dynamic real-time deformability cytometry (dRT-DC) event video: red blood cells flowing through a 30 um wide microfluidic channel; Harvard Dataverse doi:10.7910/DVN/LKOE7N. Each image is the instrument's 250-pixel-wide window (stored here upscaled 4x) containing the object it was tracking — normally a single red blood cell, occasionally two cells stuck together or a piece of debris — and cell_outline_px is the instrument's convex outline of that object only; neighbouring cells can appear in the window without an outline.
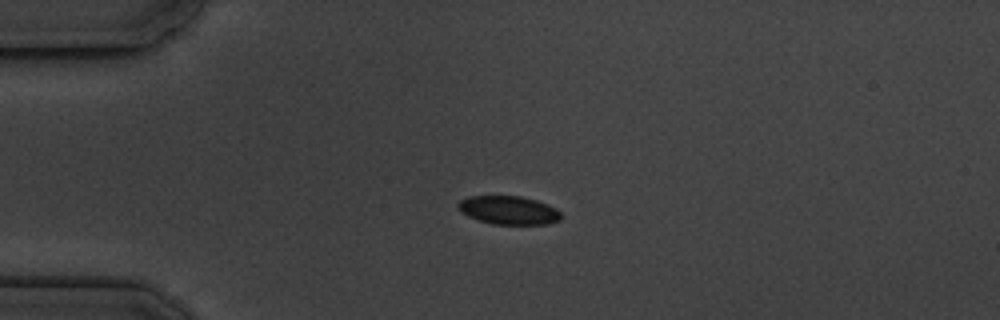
{"species": "common noctule bat (a hibernating species)", "species_latin": "Nyctalus noctula", "temperature_condition": "cold", "stored_images_in_passage": 5, "camera_frame_rate_fps": 3000, "um_per_image_px": 0.085, "animal": {"sex": "male", "body_mass_g": 19.5, "forearm_length_mm": 54.6}, "frame": {"image": 1, "passage_image": 4, "time_ms": 3.333, "image_size_px": [1000, 320], "cell_outline_px": [[560, 220], [548, 224], [492, 224], [468, 216], [460, 212], [456, 204], [460, 200], [468, 196], [520, 196], [536, 200], [556, 208], [560, 212]], "centroid_in_image_um": [43.21, 17.86], "position_along_channel_um": 41.8, "area_um2": 17.05}}